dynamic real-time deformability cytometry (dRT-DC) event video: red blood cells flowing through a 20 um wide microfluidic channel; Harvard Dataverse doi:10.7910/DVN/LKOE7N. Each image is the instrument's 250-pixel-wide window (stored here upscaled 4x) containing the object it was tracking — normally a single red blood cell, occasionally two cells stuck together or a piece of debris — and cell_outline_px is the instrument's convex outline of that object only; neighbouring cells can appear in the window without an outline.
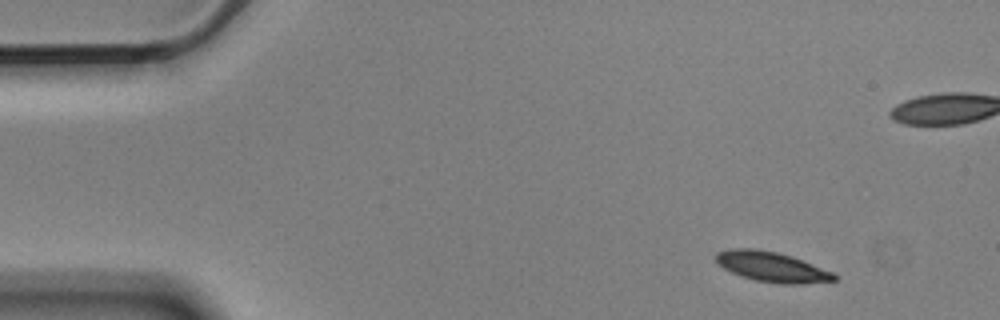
{"species": "Egyptian fruit bat (a non-hibernating species)", "species_latin": "Rousettus aegyptiacus", "temperature_condition": "cold", "stored_images_in_passage": 4, "camera_frame_rate_fps": 3000, "um_per_image_px": 0.085, "animal": {"sex": "male"}, "frame": {"image": 1, "passage_image": 1, "time_ms": 0.0, "image_size_px": [1000, 320], "cell_outline_px": [[840, 276], [836, 280], [800, 284], [780, 284], [756, 280], [732, 272], [716, 264], [716, 252], [728, 248], [756, 248], [776, 252], [792, 256], [832, 272]], "centroid_in_image_um": [65.59, 22.67], "position_along_channel_um": 19.4, "area_um2": 20.69}}